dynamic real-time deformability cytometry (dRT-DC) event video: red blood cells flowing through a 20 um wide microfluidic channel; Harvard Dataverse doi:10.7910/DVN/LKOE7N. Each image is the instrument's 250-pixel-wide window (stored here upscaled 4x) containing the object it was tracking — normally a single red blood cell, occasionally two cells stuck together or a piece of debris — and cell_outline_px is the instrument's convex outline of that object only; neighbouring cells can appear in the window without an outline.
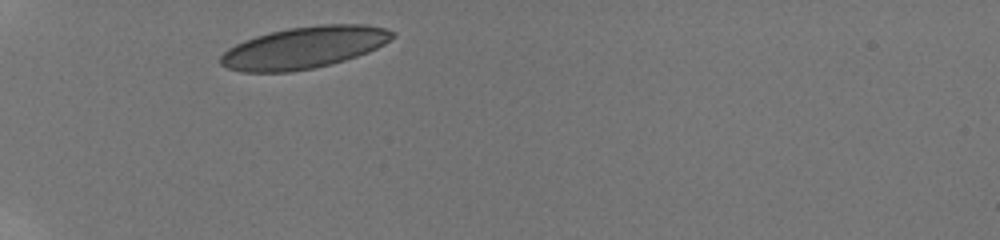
{"species": "human", "species_latin": "Homo sapiens", "temperature_condition": "room temperature", "stored_images_in_passage": 3, "camera_frame_rate_fps": 3000, "um_per_image_px": 0.085, "donor": {"sex": "male"}, "frame": {"image": 1, "passage_image": 1, "time_ms": 0.0, "image_size_px": [1000, 240], "cell_outline_px": [[396, 36], [384, 44], [368, 52], [332, 64], [292, 72], [240, 72], [228, 68], [220, 64], [220, 56], [228, 48], [244, 40], [256, 36], [288, 28], [320, 24], [364, 24], [384, 28], [396, 32]], "centroid_in_image_um": [25.85, 4.04], "position_along_channel_um": 59.2, "area_um2": 41.91}}
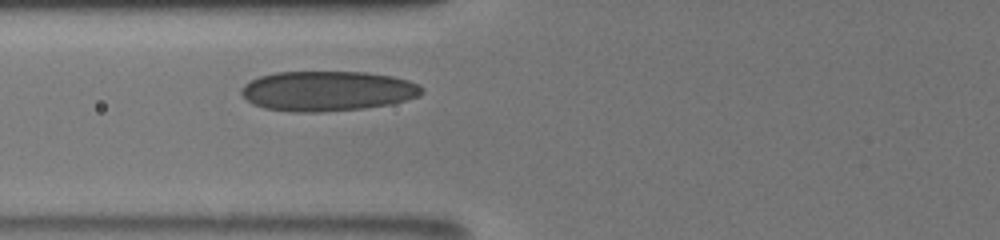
{"frame": {"image": 2, "passage_image": 3, "time_ms": 1.667, "image_size_px": [1000, 240], "cell_outline_px": [[424, 92], [420, 96], [388, 104], [364, 108], [320, 112], [292, 112], [264, 108], [252, 104], [240, 92], [240, 88], [244, 84], [260, 76], [276, 72], [364, 72], [392, 76], [408, 80], [420, 84], [424, 88]], "centroid_in_image_um": [27.84, 7.73], "position_along_channel_um": 98.0, "area_um2": 42.14}}